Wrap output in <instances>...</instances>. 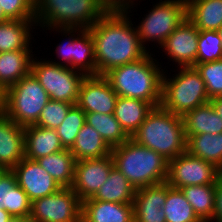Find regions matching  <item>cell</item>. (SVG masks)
<instances>
[{
	"instance_id": "7402d4cb",
	"label": "cell",
	"mask_w": 222,
	"mask_h": 222,
	"mask_svg": "<svg viewBox=\"0 0 222 222\" xmlns=\"http://www.w3.org/2000/svg\"><path fill=\"white\" fill-rule=\"evenodd\" d=\"M33 29H38L35 20H8L0 23V53L32 50Z\"/></svg>"
},
{
	"instance_id": "7bdbcfd3",
	"label": "cell",
	"mask_w": 222,
	"mask_h": 222,
	"mask_svg": "<svg viewBox=\"0 0 222 222\" xmlns=\"http://www.w3.org/2000/svg\"><path fill=\"white\" fill-rule=\"evenodd\" d=\"M10 215L4 208H0V222H8L11 219Z\"/></svg>"
},
{
	"instance_id": "d4e9b609",
	"label": "cell",
	"mask_w": 222,
	"mask_h": 222,
	"mask_svg": "<svg viewBox=\"0 0 222 222\" xmlns=\"http://www.w3.org/2000/svg\"><path fill=\"white\" fill-rule=\"evenodd\" d=\"M187 17L199 31L222 26V0H188Z\"/></svg>"
},
{
	"instance_id": "836d02e7",
	"label": "cell",
	"mask_w": 222,
	"mask_h": 222,
	"mask_svg": "<svg viewBox=\"0 0 222 222\" xmlns=\"http://www.w3.org/2000/svg\"><path fill=\"white\" fill-rule=\"evenodd\" d=\"M86 123L85 113L77 105H74L68 112L62 124L56 129L57 135L65 149H70L79 133Z\"/></svg>"
},
{
	"instance_id": "d590c367",
	"label": "cell",
	"mask_w": 222,
	"mask_h": 222,
	"mask_svg": "<svg viewBox=\"0 0 222 222\" xmlns=\"http://www.w3.org/2000/svg\"><path fill=\"white\" fill-rule=\"evenodd\" d=\"M194 67L205 83L209 99L222 97V59L195 64Z\"/></svg>"
},
{
	"instance_id": "5bb4252c",
	"label": "cell",
	"mask_w": 222,
	"mask_h": 222,
	"mask_svg": "<svg viewBox=\"0 0 222 222\" xmlns=\"http://www.w3.org/2000/svg\"><path fill=\"white\" fill-rule=\"evenodd\" d=\"M118 95L104 76H86L76 105L84 113L114 114Z\"/></svg>"
},
{
	"instance_id": "8992f818",
	"label": "cell",
	"mask_w": 222,
	"mask_h": 222,
	"mask_svg": "<svg viewBox=\"0 0 222 222\" xmlns=\"http://www.w3.org/2000/svg\"><path fill=\"white\" fill-rule=\"evenodd\" d=\"M173 72L177 73L171 77L167 69L163 73L160 105L164 109L182 117L210 101L205 83L194 66L178 67Z\"/></svg>"
},
{
	"instance_id": "f35d334b",
	"label": "cell",
	"mask_w": 222,
	"mask_h": 222,
	"mask_svg": "<svg viewBox=\"0 0 222 222\" xmlns=\"http://www.w3.org/2000/svg\"><path fill=\"white\" fill-rule=\"evenodd\" d=\"M0 6L9 20H35V0H0Z\"/></svg>"
},
{
	"instance_id": "603a6c76",
	"label": "cell",
	"mask_w": 222,
	"mask_h": 222,
	"mask_svg": "<svg viewBox=\"0 0 222 222\" xmlns=\"http://www.w3.org/2000/svg\"><path fill=\"white\" fill-rule=\"evenodd\" d=\"M186 139L198 134L222 133V118L218 116L210 102L198 106L182 116Z\"/></svg>"
},
{
	"instance_id": "60d3db41",
	"label": "cell",
	"mask_w": 222,
	"mask_h": 222,
	"mask_svg": "<svg viewBox=\"0 0 222 222\" xmlns=\"http://www.w3.org/2000/svg\"><path fill=\"white\" fill-rule=\"evenodd\" d=\"M109 9L123 8L135 0H102Z\"/></svg>"
},
{
	"instance_id": "c3c4849f",
	"label": "cell",
	"mask_w": 222,
	"mask_h": 222,
	"mask_svg": "<svg viewBox=\"0 0 222 222\" xmlns=\"http://www.w3.org/2000/svg\"><path fill=\"white\" fill-rule=\"evenodd\" d=\"M218 33H219L220 39L222 41V26L218 29Z\"/></svg>"
},
{
	"instance_id": "3957f363",
	"label": "cell",
	"mask_w": 222,
	"mask_h": 222,
	"mask_svg": "<svg viewBox=\"0 0 222 222\" xmlns=\"http://www.w3.org/2000/svg\"><path fill=\"white\" fill-rule=\"evenodd\" d=\"M130 138L156 151L168 161L186 151L187 139L182 117L169 112L161 105L153 107Z\"/></svg>"
},
{
	"instance_id": "ac0fdd59",
	"label": "cell",
	"mask_w": 222,
	"mask_h": 222,
	"mask_svg": "<svg viewBox=\"0 0 222 222\" xmlns=\"http://www.w3.org/2000/svg\"><path fill=\"white\" fill-rule=\"evenodd\" d=\"M64 149L55 129L37 125L24 127V155L26 158L37 160Z\"/></svg>"
},
{
	"instance_id": "277c9868",
	"label": "cell",
	"mask_w": 222,
	"mask_h": 222,
	"mask_svg": "<svg viewBox=\"0 0 222 222\" xmlns=\"http://www.w3.org/2000/svg\"><path fill=\"white\" fill-rule=\"evenodd\" d=\"M111 156L114 166L135 189L166 182L169 161L131 138L112 148Z\"/></svg>"
},
{
	"instance_id": "4dcf8cb0",
	"label": "cell",
	"mask_w": 222,
	"mask_h": 222,
	"mask_svg": "<svg viewBox=\"0 0 222 222\" xmlns=\"http://www.w3.org/2000/svg\"><path fill=\"white\" fill-rule=\"evenodd\" d=\"M85 120L88 125L99 132L111 148L125 143L130 138L114 114L85 113Z\"/></svg>"
},
{
	"instance_id": "9a60e30c",
	"label": "cell",
	"mask_w": 222,
	"mask_h": 222,
	"mask_svg": "<svg viewBox=\"0 0 222 222\" xmlns=\"http://www.w3.org/2000/svg\"><path fill=\"white\" fill-rule=\"evenodd\" d=\"M17 179V184L33 202L57 192L62 188L53 177L37 162L26 157L11 170Z\"/></svg>"
},
{
	"instance_id": "f546056e",
	"label": "cell",
	"mask_w": 222,
	"mask_h": 222,
	"mask_svg": "<svg viewBox=\"0 0 222 222\" xmlns=\"http://www.w3.org/2000/svg\"><path fill=\"white\" fill-rule=\"evenodd\" d=\"M186 151L222 170V133L190 136L187 138Z\"/></svg>"
},
{
	"instance_id": "e0dca14e",
	"label": "cell",
	"mask_w": 222,
	"mask_h": 222,
	"mask_svg": "<svg viewBox=\"0 0 222 222\" xmlns=\"http://www.w3.org/2000/svg\"><path fill=\"white\" fill-rule=\"evenodd\" d=\"M24 155V127L0 113V165L12 170Z\"/></svg>"
},
{
	"instance_id": "cb8c5ba5",
	"label": "cell",
	"mask_w": 222,
	"mask_h": 222,
	"mask_svg": "<svg viewBox=\"0 0 222 222\" xmlns=\"http://www.w3.org/2000/svg\"><path fill=\"white\" fill-rule=\"evenodd\" d=\"M149 102L118 96L114 109V117L125 132L131 137L153 109Z\"/></svg>"
},
{
	"instance_id": "83f0119b",
	"label": "cell",
	"mask_w": 222,
	"mask_h": 222,
	"mask_svg": "<svg viewBox=\"0 0 222 222\" xmlns=\"http://www.w3.org/2000/svg\"><path fill=\"white\" fill-rule=\"evenodd\" d=\"M62 188H71L74 181L76 159L69 149L37 159Z\"/></svg>"
},
{
	"instance_id": "7a4b0ae2",
	"label": "cell",
	"mask_w": 222,
	"mask_h": 222,
	"mask_svg": "<svg viewBox=\"0 0 222 222\" xmlns=\"http://www.w3.org/2000/svg\"><path fill=\"white\" fill-rule=\"evenodd\" d=\"M149 52L144 58L111 69L104 77L120 97L140 99L160 106L164 69ZM160 63V64H159Z\"/></svg>"
},
{
	"instance_id": "44dd1931",
	"label": "cell",
	"mask_w": 222,
	"mask_h": 222,
	"mask_svg": "<svg viewBox=\"0 0 222 222\" xmlns=\"http://www.w3.org/2000/svg\"><path fill=\"white\" fill-rule=\"evenodd\" d=\"M33 50L0 53V89L3 93L31 72Z\"/></svg>"
},
{
	"instance_id": "6da1fadb",
	"label": "cell",
	"mask_w": 222,
	"mask_h": 222,
	"mask_svg": "<svg viewBox=\"0 0 222 222\" xmlns=\"http://www.w3.org/2000/svg\"><path fill=\"white\" fill-rule=\"evenodd\" d=\"M137 1L123 8L109 9L88 28L94 42L96 75L104 76L111 69L140 60L149 53L142 46L131 20V9L137 8Z\"/></svg>"
},
{
	"instance_id": "f6af8a7d",
	"label": "cell",
	"mask_w": 222,
	"mask_h": 222,
	"mask_svg": "<svg viewBox=\"0 0 222 222\" xmlns=\"http://www.w3.org/2000/svg\"><path fill=\"white\" fill-rule=\"evenodd\" d=\"M9 19L4 15L3 11H2V8L0 6V23H3V22H6L8 21Z\"/></svg>"
},
{
	"instance_id": "1f68e13d",
	"label": "cell",
	"mask_w": 222,
	"mask_h": 222,
	"mask_svg": "<svg viewBox=\"0 0 222 222\" xmlns=\"http://www.w3.org/2000/svg\"><path fill=\"white\" fill-rule=\"evenodd\" d=\"M195 214L202 222H212L215 184L191 185L180 188Z\"/></svg>"
},
{
	"instance_id": "7c38bea8",
	"label": "cell",
	"mask_w": 222,
	"mask_h": 222,
	"mask_svg": "<svg viewBox=\"0 0 222 222\" xmlns=\"http://www.w3.org/2000/svg\"><path fill=\"white\" fill-rule=\"evenodd\" d=\"M198 37L199 30L186 17L166 38L159 50L162 48V53L166 52V58L173 61L177 68L194 66L198 51Z\"/></svg>"
},
{
	"instance_id": "30bf717a",
	"label": "cell",
	"mask_w": 222,
	"mask_h": 222,
	"mask_svg": "<svg viewBox=\"0 0 222 222\" xmlns=\"http://www.w3.org/2000/svg\"><path fill=\"white\" fill-rule=\"evenodd\" d=\"M82 201L71 188L34 200L30 222H81Z\"/></svg>"
},
{
	"instance_id": "2e32d148",
	"label": "cell",
	"mask_w": 222,
	"mask_h": 222,
	"mask_svg": "<svg viewBox=\"0 0 222 222\" xmlns=\"http://www.w3.org/2000/svg\"><path fill=\"white\" fill-rule=\"evenodd\" d=\"M166 182L136 190L133 200L134 222H166L163 207Z\"/></svg>"
},
{
	"instance_id": "b9f144b4",
	"label": "cell",
	"mask_w": 222,
	"mask_h": 222,
	"mask_svg": "<svg viewBox=\"0 0 222 222\" xmlns=\"http://www.w3.org/2000/svg\"><path fill=\"white\" fill-rule=\"evenodd\" d=\"M212 104L213 109L222 118V97H214L209 101Z\"/></svg>"
},
{
	"instance_id": "7dc6e473",
	"label": "cell",
	"mask_w": 222,
	"mask_h": 222,
	"mask_svg": "<svg viewBox=\"0 0 222 222\" xmlns=\"http://www.w3.org/2000/svg\"><path fill=\"white\" fill-rule=\"evenodd\" d=\"M7 170L0 165V177L6 172Z\"/></svg>"
},
{
	"instance_id": "ab89813d",
	"label": "cell",
	"mask_w": 222,
	"mask_h": 222,
	"mask_svg": "<svg viewBox=\"0 0 222 222\" xmlns=\"http://www.w3.org/2000/svg\"><path fill=\"white\" fill-rule=\"evenodd\" d=\"M212 222H222V176L215 184V201Z\"/></svg>"
},
{
	"instance_id": "5b68a950",
	"label": "cell",
	"mask_w": 222,
	"mask_h": 222,
	"mask_svg": "<svg viewBox=\"0 0 222 222\" xmlns=\"http://www.w3.org/2000/svg\"><path fill=\"white\" fill-rule=\"evenodd\" d=\"M109 8L102 0H35V21L40 28L92 27Z\"/></svg>"
},
{
	"instance_id": "9c48e42d",
	"label": "cell",
	"mask_w": 222,
	"mask_h": 222,
	"mask_svg": "<svg viewBox=\"0 0 222 222\" xmlns=\"http://www.w3.org/2000/svg\"><path fill=\"white\" fill-rule=\"evenodd\" d=\"M31 72L51 100L76 105L85 74L69 67L50 63L43 58L39 60L37 56L32 59Z\"/></svg>"
},
{
	"instance_id": "f1b7e54d",
	"label": "cell",
	"mask_w": 222,
	"mask_h": 222,
	"mask_svg": "<svg viewBox=\"0 0 222 222\" xmlns=\"http://www.w3.org/2000/svg\"><path fill=\"white\" fill-rule=\"evenodd\" d=\"M71 69L86 76H96L94 42L89 29H83L72 42Z\"/></svg>"
},
{
	"instance_id": "d6a6232c",
	"label": "cell",
	"mask_w": 222,
	"mask_h": 222,
	"mask_svg": "<svg viewBox=\"0 0 222 222\" xmlns=\"http://www.w3.org/2000/svg\"><path fill=\"white\" fill-rule=\"evenodd\" d=\"M162 209L165 212L166 222H202L181 189L173 188L168 183H166V200Z\"/></svg>"
},
{
	"instance_id": "ba28073f",
	"label": "cell",
	"mask_w": 222,
	"mask_h": 222,
	"mask_svg": "<svg viewBox=\"0 0 222 222\" xmlns=\"http://www.w3.org/2000/svg\"><path fill=\"white\" fill-rule=\"evenodd\" d=\"M147 12L135 27L142 46L150 52V42H154V45L156 43L157 48L161 47L166 38L187 17V1L159 0Z\"/></svg>"
},
{
	"instance_id": "52a82bcc",
	"label": "cell",
	"mask_w": 222,
	"mask_h": 222,
	"mask_svg": "<svg viewBox=\"0 0 222 222\" xmlns=\"http://www.w3.org/2000/svg\"><path fill=\"white\" fill-rule=\"evenodd\" d=\"M50 100L46 90L30 72L3 95V113L22 127L35 125Z\"/></svg>"
},
{
	"instance_id": "d6986e66",
	"label": "cell",
	"mask_w": 222,
	"mask_h": 222,
	"mask_svg": "<svg viewBox=\"0 0 222 222\" xmlns=\"http://www.w3.org/2000/svg\"><path fill=\"white\" fill-rule=\"evenodd\" d=\"M81 222H134L133 204L84 200Z\"/></svg>"
},
{
	"instance_id": "bcb514c9",
	"label": "cell",
	"mask_w": 222,
	"mask_h": 222,
	"mask_svg": "<svg viewBox=\"0 0 222 222\" xmlns=\"http://www.w3.org/2000/svg\"><path fill=\"white\" fill-rule=\"evenodd\" d=\"M3 91L0 89V113L3 112Z\"/></svg>"
},
{
	"instance_id": "ffe728a7",
	"label": "cell",
	"mask_w": 222,
	"mask_h": 222,
	"mask_svg": "<svg viewBox=\"0 0 222 222\" xmlns=\"http://www.w3.org/2000/svg\"><path fill=\"white\" fill-rule=\"evenodd\" d=\"M31 204L27 194L17 184L15 174L7 170L0 177V208L16 217H30Z\"/></svg>"
},
{
	"instance_id": "484cf974",
	"label": "cell",
	"mask_w": 222,
	"mask_h": 222,
	"mask_svg": "<svg viewBox=\"0 0 222 222\" xmlns=\"http://www.w3.org/2000/svg\"><path fill=\"white\" fill-rule=\"evenodd\" d=\"M136 190L128 179L114 166L107 180L96 194L86 200L133 204Z\"/></svg>"
},
{
	"instance_id": "4316f807",
	"label": "cell",
	"mask_w": 222,
	"mask_h": 222,
	"mask_svg": "<svg viewBox=\"0 0 222 222\" xmlns=\"http://www.w3.org/2000/svg\"><path fill=\"white\" fill-rule=\"evenodd\" d=\"M69 150L78 161L105 157L111 154L112 148L104 141L98 131L85 123Z\"/></svg>"
},
{
	"instance_id": "8d00e7d4",
	"label": "cell",
	"mask_w": 222,
	"mask_h": 222,
	"mask_svg": "<svg viewBox=\"0 0 222 222\" xmlns=\"http://www.w3.org/2000/svg\"><path fill=\"white\" fill-rule=\"evenodd\" d=\"M73 106L74 104L50 99L41 111L35 125L56 130Z\"/></svg>"
},
{
	"instance_id": "4fadbf2b",
	"label": "cell",
	"mask_w": 222,
	"mask_h": 222,
	"mask_svg": "<svg viewBox=\"0 0 222 222\" xmlns=\"http://www.w3.org/2000/svg\"><path fill=\"white\" fill-rule=\"evenodd\" d=\"M113 167L111 154L102 158L76 161L71 189L81 201L92 198L105 183Z\"/></svg>"
},
{
	"instance_id": "74e56055",
	"label": "cell",
	"mask_w": 222,
	"mask_h": 222,
	"mask_svg": "<svg viewBox=\"0 0 222 222\" xmlns=\"http://www.w3.org/2000/svg\"><path fill=\"white\" fill-rule=\"evenodd\" d=\"M46 30H50L49 32H54V33H60L62 37H65L64 39L65 43L62 41V43L55 45V53H56V58L59 60H53L51 61L48 58V61L53 64H57L59 66H65L71 68V46L74 38L83 30L82 28H49ZM63 34V35H62ZM55 61V62H54Z\"/></svg>"
},
{
	"instance_id": "e575fe53",
	"label": "cell",
	"mask_w": 222,
	"mask_h": 222,
	"mask_svg": "<svg viewBox=\"0 0 222 222\" xmlns=\"http://www.w3.org/2000/svg\"><path fill=\"white\" fill-rule=\"evenodd\" d=\"M222 59V41L218 31H199L196 64Z\"/></svg>"
},
{
	"instance_id": "ee69618b",
	"label": "cell",
	"mask_w": 222,
	"mask_h": 222,
	"mask_svg": "<svg viewBox=\"0 0 222 222\" xmlns=\"http://www.w3.org/2000/svg\"><path fill=\"white\" fill-rule=\"evenodd\" d=\"M8 222H30V217H16L12 216Z\"/></svg>"
},
{
	"instance_id": "8fae6325",
	"label": "cell",
	"mask_w": 222,
	"mask_h": 222,
	"mask_svg": "<svg viewBox=\"0 0 222 222\" xmlns=\"http://www.w3.org/2000/svg\"><path fill=\"white\" fill-rule=\"evenodd\" d=\"M220 177L221 170L215 165L185 151L168 162L166 183L180 189L191 185L216 184Z\"/></svg>"
}]
</instances>
